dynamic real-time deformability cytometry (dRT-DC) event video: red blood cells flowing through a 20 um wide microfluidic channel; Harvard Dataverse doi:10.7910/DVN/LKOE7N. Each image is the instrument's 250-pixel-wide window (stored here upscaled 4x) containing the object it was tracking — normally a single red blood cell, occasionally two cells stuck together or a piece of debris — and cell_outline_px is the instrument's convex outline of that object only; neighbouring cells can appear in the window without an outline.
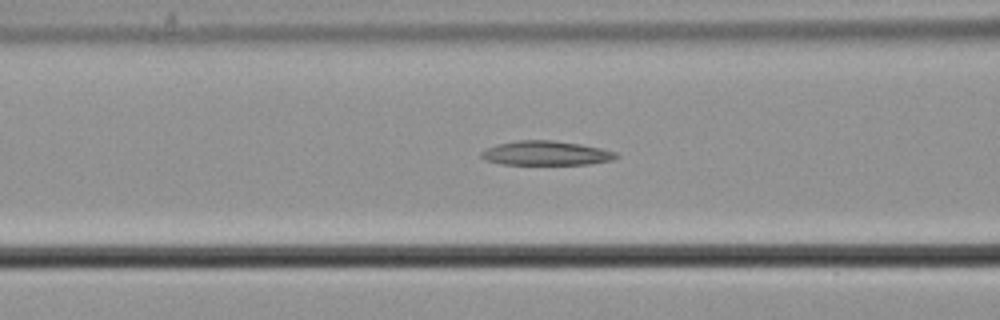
{"species": "common noctule bat (a hibernating species)", "species_latin": "Nyctalus noctula", "temperature_condition": "cold", "stored_images_in_passage": 40, "camera_frame_rate_fps": 3000, "um_per_image_px": 0.085, "animal": {"sex": "male", "body_mass_g": 21.5, "forearm_length_mm": 52.0}, "frame": {"image": 1, "passage_image": 18, "time_ms": 5.667, "image_size_px": [1000, 320], "cell_outline_px": [[620, 156], [612, 160], [588, 164], [500, 164], [484, 160], [480, 156], [480, 152], [496, 144], [516, 140], [552, 140], [580, 144], [600, 148], [616, 152]], "centroid_in_image_um": [46.38, 13.02], "position_along_channel_um": 120.2, "area_um2": 19.13}}
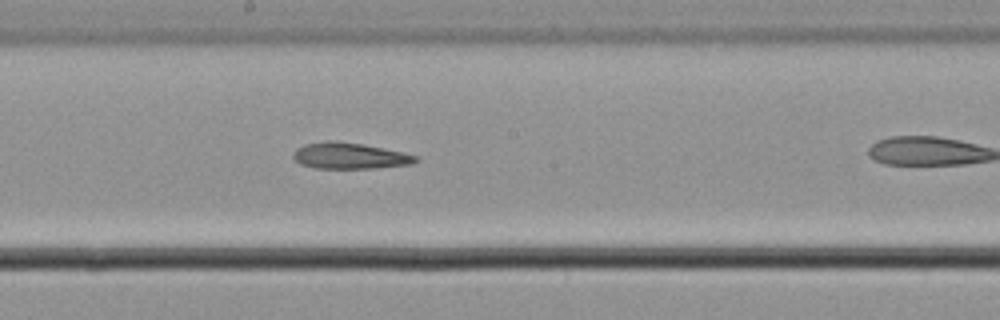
{"frame": {"image": 2, "passage_image": 26, "time_ms": 8.333, "image_size_px": [1000, 320], "cell_outline_px": [[420, 160], [412, 164], [376, 168], [316, 168], [300, 164], [292, 156], [292, 152], [296, 148], [304, 144], [324, 140], [336, 140], [364, 144], [404, 152], [420, 156]], "centroid_in_image_um": [29.74, 13.23], "position_along_channel_um": 218.5, "area_um2": 19.07}}
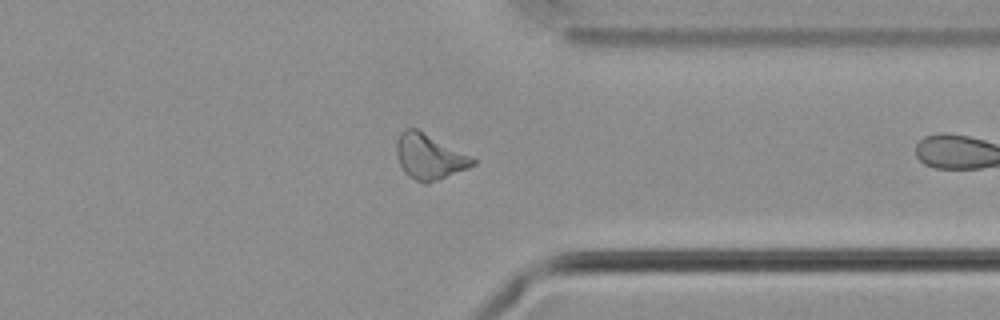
{"frame": {"image": 3, "passage_image": 39, "time_ms": 12.667, "image_size_px": [1000, 320], "cell_outline_px": [[476, 164], [468, 168], [428, 184], [424, 184], [408, 176], [404, 172], [400, 164], [396, 152], [396, 140], [400, 132], [404, 128], [416, 128], [472, 156], [476, 160]], "centroid_in_image_um": [36.48, 13.32], "position_along_channel_um": 374.9, "area_um2": 20.23}}